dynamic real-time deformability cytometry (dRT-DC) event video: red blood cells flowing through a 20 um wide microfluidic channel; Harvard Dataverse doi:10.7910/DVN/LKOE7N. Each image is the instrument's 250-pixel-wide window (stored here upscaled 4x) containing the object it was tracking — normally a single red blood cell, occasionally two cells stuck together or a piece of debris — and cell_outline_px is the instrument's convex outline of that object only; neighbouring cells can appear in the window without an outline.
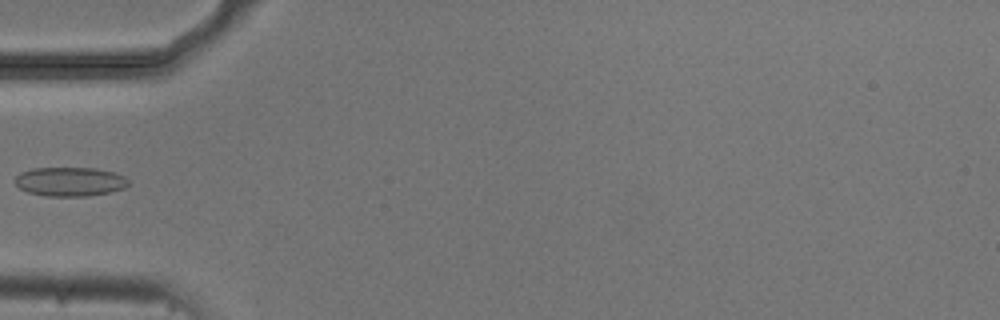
{"species": "common noctule bat (a hibernating species)", "species_latin": "Nyctalus noctula", "temperature_condition": "cold", "stored_images_in_passage": 4, "camera_frame_rate_fps": 3000, "um_per_image_px": 0.085, "animal": {"sex": "male", "body_mass_g": 20.5, "forearm_length_mm": 52.5}, "frame": {"image": 1, "passage_image": 3, "time_ms": 0.667, "image_size_px": [1000, 320], "cell_outline_px": [[128, 184], [124, 188], [112, 192], [88, 196], [48, 196], [28, 192], [20, 188], [16, 184], [16, 176], [20, 172], [32, 168], [96, 168], [116, 172], [124, 176], [128, 180]], "centroid_in_image_um": [5.97, 15.43], "position_along_channel_um": 79.0, "area_um2": 19.31}}
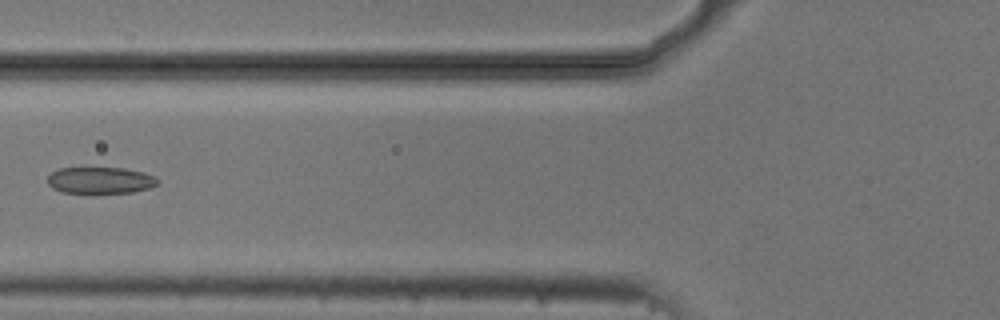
{"frame": {"image": 2, "passage_image": 4, "time_ms": 1.0, "image_size_px": [1000, 320], "cell_outline_px": [[160, 180], [156, 184], [148, 188], [132, 192], [60, 192], [52, 188], [48, 184], [48, 176], [52, 172], [60, 168], [124, 168], [144, 172], [156, 176]], "centroid_in_image_um": [8.53, 15.31], "position_along_channel_um": 117.3, "area_um2": 16.88}}